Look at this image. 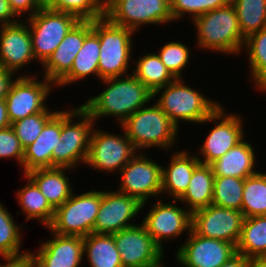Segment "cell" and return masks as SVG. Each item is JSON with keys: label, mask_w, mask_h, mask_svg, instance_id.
<instances>
[{"label": "cell", "mask_w": 266, "mask_h": 267, "mask_svg": "<svg viewBox=\"0 0 266 267\" xmlns=\"http://www.w3.org/2000/svg\"><path fill=\"white\" fill-rule=\"evenodd\" d=\"M108 87L90 97L82 106L94 121L104 117H116L119 125L138 109L149 105L153 93L131 72V75L101 80Z\"/></svg>", "instance_id": "cell-1"}, {"label": "cell", "mask_w": 266, "mask_h": 267, "mask_svg": "<svg viewBox=\"0 0 266 267\" xmlns=\"http://www.w3.org/2000/svg\"><path fill=\"white\" fill-rule=\"evenodd\" d=\"M197 30V47L227 55H238L244 46L245 38L239 28L234 5L217 8L193 20Z\"/></svg>", "instance_id": "cell-2"}, {"label": "cell", "mask_w": 266, "mask_h": 267, "mask_svg": "<svg viewBox=\"0 0 266 267\" xmlns=\"http://www.w3.org/2000/svg\"><path fill=\"white\" fill-rule=\"evenodd\" d=\"M120 125L138 152L153 147L169 151L175 147L179 128L156 103L138 109Z\"/></svg>", "instance_id": "cell-3"}, {"label": "cell", "mask_w": 266, "mask_h": 267, "mask_svg": "<svg viewBox=\"0 0 266 267\" xmlns=\"http://www.w3.org/2000/svg\"><path fill=\"white\" fill-rule=\"evenodd\" d=\"M182 78H176L170 84L157 89L153 99L161 96L156 104L163 110L169 119L179 128L180 121L201 123L207 119L220 105L210 100L202 92L185 85ZM156 96V97H155Z\"/></svg>", "instance_id": "cell-4"}, {"label": "cell", "mask_w": 266, "mask_h": 267, "mask_svg": "<svg viewBox=\"0 0 266 267\" xmlns=\"http://www.w3.org/2000/svg\"><path fill=\"white\" fill-rule=\"evenodd\" d=\"M92 31L99 37L100 56L99 79L125 76L132 57V37L135 32L129 28L111 23L105 16L92 20ZM127 73V74H126Z\"/></svg>", "instance_id": "cell-5"}, {"label": "cell", "mask_w": 266, "mask_h": 267, "mask_svg": "<svg viewBox=\"0 0 266 267\" xmlns=\"http://www.w3.org/2000/svg\"><path fill=\"white\" fill-rule=\"evenodd\" d=\"M94 122L82 105L71 110H61V140L57 146L58 168L73 169L80 163H86L91 133L96 125Z\"/></svg>", "instance_id": "cell-6"}, {"label": "cell", "mask_w": 266, "mask_h": 267, "mask_svg": "<svg viewBox=\"0 0 266 267\" xmlns=\"http://www.w3.org/2000/svg\"><path fill=\"white\" fill-rule=\"evenodd\" d=\"M100 204V190H89L80 195L72 193L54 210L53 220L47 228L58 235L88 236L93 233Z\"/></svg>", "instance_id": "cell-7"}, {"label": "cell", "mask_w": 266, "mask_h": 267, "mask_svg": "<svg viewBox=\"0 0 266 267\" xmlns=\"http://www.w3.org/2000/svg\"><path fill=\"white\" fill-rule=\"evenodd\" d=\"M25 21L30 28L35 61L43 65L80 19L73 14L42 6Z\"/></svg>", "instance_id": "cell-8"}, {"label": "cell", "mask_w": 266, "mask_h": 267, "mask_svg": "<svg viewBox=\"0 0 266 267\" xmlns=\"http://www.w3.org/2000/svg\"><path fill=\"white\" fill-rule=\"evenodd\" d=\"M105 17L134 32L144 24L166 25L173 21L170 0H105Z\"/></svg>", "instance_id": "cell-9"}, {"label": "cell", "mask_w": 266, "mask_h": 267, "mask_svg": "<svg viewBox=\"0 0 266 267\" xmlns=\"http://www.w3.org/2000/svg\"><path fill=\"white\" fill-rule=\"evenodd\" d=\"M20 75L15 77L5 97L9 121L13 122L40 112H58L50 110L45 102L55 84L45 77Z\"/></svg>", "instance_id": "cell-10"}, {"label": "cell", "mask_w": 266, "mask_h": 267, "mask_svg": "<svg viewBox=\"0 0 266 267\" xmlns=\"http://www.w3.org/2000/svg\"><path fill=\"white\" fill-rule=\"evenodd\" d=\"M117 191L137 198L142 209L148 199L162 194V164L138 152L119 172Z\"/></svg>", "instance_id": "cell-11"}, {"label": "cell", "mask_w": 266, "mask_h": 267, "mask_svg": "<svg viewBox=\"0 0 266 267\" xmlns=\"http://www.w3.org/2000/svg\"><path fill=\"white\" fill-rule=\"evenodd\" d=\"M137 152L125 132L120 136L94 127L85 165L96 171H105V174L120 172Z\"/></svg>", "instance_id": "cell-12"}, {"label": "cell", "mask_w": 266, "mask_h": 267, "mask_svg": "<svg viewBox=\"0 0 266 267\" xmlns=\"http://www.w3.org/2000/svg\"><path fill=\"white\" fill-rule=\"evenodd\" d=\"M225 108L219 106L202 123L212 122L215 127L209 131L204 143L199 147L196 157L201 164L210 165L228 150L244 139L243 120L237 114H226ZM203 158V159H202Z\"/></svg>", "instance_id": "cell-13"}, {"label": "cell", "mask_w": 266, "mask_h": 267, "mask_svg": "<svg viewBox=\"0 0 266 267\" xmlns=\"http://www.w3.org/2000/svg\"><path fill=\"white\" fill-rule=\"evenodd\" d=\"M123 267H165L162 250L144 225L127 227L113 234Z\"/></svg>", "instance_id": "cell-14"}, {"label": "cell", "mask_w": 266, "mask_h": 267, "mask_svg": "<svg viewBox=\"0 0 266 267\" xmlns=\"http://www.w3.org/2000/svg\"><path fill=\"white\" fill-rule=\"evenodd\" d=\"M244 218L242 211L209 205L192 213L191 230L202 237L223 240L236 246Z\"/></svg>", "instance_id": "cell-15"}, {"label": "cell", "mask_w": 266, "mask_h": 267, "mask_svg": "<svg viewBox=\"0 0 266 267\" xmlns=\"http://www.w3.org/2000/svg\"><path fill=\"white\" fill-rule=\"evenodd\" d=\"M178 200L165 203L161 199L151 206L142 224L151 235L154 242L163 250V242L181 237V234L191 231L192 213L186 208L175 205ZM163 241V242H162Z\"/></svg>", "instance_id": "cell-16"}, {"label": "cell", "mask_w": 266, "mask_h": 267, "mask_svg": "<svg viewBox=\"0 0 266 267\" xmlns=\"http://www.w3.org/2000/svg\"><path fill=\"white\" fill-rule=\"evenodd\" d=\"M186 233L188 237L175 255L181 267H219L237 253L232 243L202 237L192 230Z\"/></svg>", "instance_id": "cell-17"}, {"label": "cell", "mask_w": 266, "mask_h": 267, "mask_svg": "<svg viewBox=\"0 0 266 267\" xmlns=\"http://www.w3.org/2000/svg\"><path fill=\"white\" fill-rule=\"evenodd\" d=\"M142 210V203L135 197L119 191H101V204L96 216L93 233L114 234L135 224V216Z\"/></svg>", "instance_id": "cell-18"}, {"label": "cell", "mask_w": 266, "mask_h": 267, "mask_svg": "<svg viewBox=\"0 0 266 267\" xmlns=\"http://www.w3.org/2000/svg\"><path fill=\"white\" fill-rule=\"evenodd\" d=\"M0 27V66L17 73L31 61L35 62L30 28L25 19Z\"/></svg>", "instance_id": "cell-19"}, {"label": "cell", "mask_w": 266, "mask_h": 267, "mask_svg": "<svg viewBox=\"0 0 266 267\" xmlns=\"http://www.w3.org/2000/svg\"><path fill=\"white\" fill-rule=\"evenodd\" d=\"M41 242L38 252H30L34 267H79L83 261L84 237L58 235ZM36 253V254H35Z\"/></svg>", "instance_id": "cell-20"}, {"label": "cell", "mask_w": 266, "mask_h": 267, "mask_svg": "<svg viewBox=\"0 0 266 267\" xmlns=\"http://www.w3.org/2000/svg\"><path fill=\"white\" fill-rule=\"evenodd\" d=\"M92 31V20H80L65 36L57 49L42 65L44 76L55 85L71 70L74 58Z\"/></svg>", "instance_id": "cell-21"}, {"label": "cell", "mask_w": 266, "mask_h": 267, "mask_svg": "<svg viewBox=\"0 0 266 267\" xmlns=\"http://www.w3.org/2000/svg\"><path fill=\"white\" fill-rule=\"evenodd\" d=\"M61 134V111L59 110L43 127L34 143L24 149L23 174L35 170L57 167V146Z\"/></svg>", "instance_id": "cell-22"}, {"label": "cell", "mask_w": 266, "mask_h": 267, "mask_svg": "<svg viewBox=\"0 0 266 267\" xmlns=\"http://www.w3.org/2000/svg\"><path fill=\"white\" fill-rule=\"evenodd\" d=\"M168 167H162V194L178 200L187 190L194 169L200 164L195 153L177 151L170 157Z\"/></svg>", "instance_id": "cell-23"}, {"label": "cell", "mask_w": 266, "mask_h": 267, "mask_svg": "<svg viewBox=\"0 0 266 267\" xmlns=\"http://www.w3.org/2000/svg\"><path fill=\"white\" fill-rule=\"evenodd\" d=\"M244 140L245 138L210 164L214 176L245 179L259 172L254 167L257 159L255 149L252 144Z\"/></svg>", "instance_id": "cell-24"}, {"label": "cell", "mask_w": 266, "mask_h": 267, "mask_svg": "<svg viewBox=\"0 0 266 267\" xmlns=\"http://www.w3.org/2000/svg\"><path fill=\"white\" fill-rule=\"evenodd\" d=\"M70 168H45L35 169L25 175L29 177L46 197L51 207L55 210L61 206L74 192L70 178L66 175Z\"/></svg>", "instance_id": "cell-25"}, {"label": "cell", "mask_w": 266, "mask_h": 267, "mask_svg": "<svg viewBox=\"0 0 266 267\" xmlns=\"http://www.w3.org/2000/svg\"><path fill=\"white\" fill-rule=\"evenodd\" d=\"M100 56L99 37L91 31L84 40L83 46L74 58L71 70L55 85L66 86L84 78L95 76L99 78L98 62Z\"/></svg>", "instance_id": "cell-26"}, {"label": "cell", "mask_w": 266, "mask_h": 267, "mask_svg": "<svg viewBox=\"0 0 266 267\" xmlns=\"http://www.w3.org/2000/svg\"><path fill=\"white\" fill-rule=\"evenodd\" d=\"M236 252L253 262L266 261V216L244 218Z\"/></svg>", "instance_id": "cell-27"}, {"label": "cell", "mask_w": 266, "mask_h": 267, "mask_svg": "<svg viewBox=\"0 0 266 267\" xmlns=\"http://www.w3.org/2000/svg\"><path fill=\"white\" fill-rule=\"evenodd\" d=\"M214 178L211 166L200 163L192 173L187 190L178 201L183 202L191 213L212 205Z\"/></svg>", "instance_id": "cell-28"}, {"label": "cell", "mask_w": 266, "mask_h": 267, "mask_svg": "<svg viewBox=\"0 0 266 267\" xmlns=\"http://www.w3.org/2000/svg\"><path fill=\"white\" fill-rule=\"evenodd\" d=\"M83 254H86L90 267H123L113 234L85 236Z\"/></svg>", "instance_id": "cell-29"}, {"label": "cell", "mask_w": 266, "mask_h": 267, "mask_svg": "<svg viewBox=\"0 0 266 267\" xmlns=\"http://www.w3.org/2000/svg\"><path fill=\"white\" fill-rule=\"evenodd\" d=\"M23 177L28 183L19 191L17 190L16 197L21 211L27 216L25 220L36 219L46 228L53 220L54 209L36 184L26 175H23Z\"/></svg>", "instance_id": "cell-30"}, {"label": "cell", "mask_w": 266, "mask_h": 267, "mask_svg": "<svg viewBox=\"0 0 266 267\" xmlns=\"http://www.w3.org/2000/svg\"><path fill=\"white\" fill-rule=\"evenodd\" d=\"M135 62L136 66L132 74L152 93L176 79L161 62L157 53L143 54Z\"/></svg>", "instance_id": "cell-31"}, {"label": "cell", "mask_w": 266, "mask_h": 267, "mask_svg": "<svg viewBox=\"0 0 266 267\" xmlns=\"http://www.w3.org/2000/svg\"><path fill=\"white\" fill-rule=\"evenodd\" d=\"M251 78L258 90L266 91V28L248 36L244 41Z\"/></svg>", "instance_id": "cell-32"}, {"label": "cell", "mask_w": 266, "mask_h": 267, "mask_svg": "<svg viewBox=\"0 0 266 267\" xmlns=\"http://www.w3.org/2000/svg\"><path fill=\"white\" fill-rule=\"evenodd\" d=\"M237 13L239 28L246 39L266 28V0H231Z\"/></svg>", "instance_id": "cell-33"}, {"label": "cell", "mask_w": 266, "mask_h": 267, "mask_svg": "<svg viewBox=\"0 0 266 267\" xmlns=\"http://www.w3.org/2000/svg\"><path fill=\"white\" fill-rule=\"evenodd\" d=\"M241 211L245 218L266 216V173L257 172L244 179Z\"/></svg>", "instance_id": "cell-34"}, {"label": "cell", "mask_w": 266, "mask_h": 267, "mask_svg": "<svg viewBox=\"0 0 266 267\" xmlns=\"http://www.w3.org/2000/svg\"><path fill=\"white\" fill-rule=\"evenodd\" d=\"M21 225H17L11 213L0 202V257L17 258L29 254L20 250L23 242L20 234ZM21 251V252H20Z\"/></svg>", "instance_id": "cell-35"}, {"label": "cell", "mask_w": 266, "mask_h": 267, "mask_svg": "<svg viewBox=\"0 0 266 267\" xmlns=\"http://www.w3.org/2000/svg\"><path fill=\"white\" fill-rule=\"evenodd\" d=\"M244 179L215 176L212 205L241 211Z\"/></svg>", "instance_id": "cell-36"}, {"label": "cell", "mask_w": 266, "mask_h": 267, "mask_svg": "<svg viewBox=\"0 0 266 267\" xmlns=\"http://www.w3.org/2000/svg\"><path fill=\"white\" fill-rule=\"evenodd\" d=\"M43 6L73 14L80 20H97L105 16V0H45Z\"/></svg>", "instance_id": "cell-37"}, {"label": "cell", "mask_w": 266, "mask_h": 267, "mask_svg": "<svg viewBox=\"0 0 266 267\" xmlns=\"http://www.w3.org/2000/svg\"><path fill=\"white\" fill-rule=\"evenodd\" d=\"M56 113L57 112H40L17 120L11 124V127L14 130L15 135L19 139V142L23 149L35 142V140L42 132L45 124Z\"/></svg>", "instance_id": "cell-38"}, {"label": "cell", "mask_w": 266, "mask_h": 267, "mask_svg": "<svg viewBox=\"0 0 266 267\" xmlns=\"http://www.w3.org/2000/svg\"><path fill=\"white\" fill-rule=\"evenodd\" d=\"M190 48L186 44L171 41L163 45L157 55L175 78H182L183 70L190 59Z\"/></svg>", "instance_id": "cell-39"}, {"label": "cell", "mask_w": 266, "mask_h": 267, "mask_svg": "<svg viewBox=\"0 0 266 267\" xmlns=\"http://www.w3.org/2000/svg\"><path fill=\"white\" fill-rule=\"evenodd\" d=\"M231 0H170V12L174 21L189 14L192 21L204 13L226 6Z\"/></svg>", "instance_id": "cell-40"}, {"label": "cell", "mask_w": 266, "mask_h": 267, "mask_svg": "<svg viewBox=\"0 0 266 267\" xmlns=\"http://www.w3.org/2000/svg\"><path fill=\"white\" fill-rule=\"evenodd\" d=\"M24 149L11 126L0 130V159L14 158L22 167Z\"/></svg>", "instance_id": "cell-41"}, {"label": "cell", "mask_w": 266, "mask_h": 267, "mask_svg": "<svg viewBox=\"0 0 266 267\" xmlns=\"http://www.w3.org/2000/svg\"><path fill=\"white\" fill-rule=\"evenodd\" d=\"M11 10L17 17H23L26 13L28 17L33 16L42 6L41 0H8ZM28 12V13H27Z\"/></svg>", "instance_id": "cell-42"}, {"label": "cell", "mask_w": 266, "mask_h": 267, "mask_svg": "<svg viewBox=\"0 0 266 267\" xmlns=\"http://www.w3.org/2000/svg\"><path fill=\"white\" fill-rule=\"evenodd\" d=\"M19 20L20 19L11 10L9 1L0 0V26L13 24L18 22Z\"/></svg>", "instance_id": "cell-43"}, {"label": "cell", "mask_w": 266, "mask_h": 267, "mask_svg": "<svg viewBox=\"0 0 266 267\" xmlns=\"http://www.w3.org/2000/svg\"><path fill=\"white\" fill-rule=\"evenodd\" d=\"M16 73L0 66V99H5ZM14 78V79H13Z\"/></svg>", "instance_id": "cell-44"}, {"label": "cell", "mask_w": 266, "mask_h": 267, "mask_svg": "<svg viewBox=\"0 0 266 267\" xmlns=\"http://www.w3.org/2000/svg\"><path fill=\"white\" fill-rule=\"evenodd\" d=\"M5 264H0V267H32L33 262L30 254L17 257L3 259Z\"/></svg>", "instance_id": "cell-45"}, {"label": "cell", "mask_w": 266, "mask_h": 267, "mask_svg": "<svg viewBox=\"0 0 266 267\" xmlns=\"http://www.w3.org/2000/svg\"><path fill=\"white\" fill-rule=\"evenodd\" d=\"M253 263L252 260L243 256L242 254L236 253L227 262L223 263L219 267H250Z\"/></svg>", "instance_id": "cell-46"}, {"label": "cell", "mask_w": 266, "mask_h": 267, "mask_svg": "<svg viewBox=\"0 0 266 267\" xmlns=\"http://www.w3.org/2000/svg\"><path fill=\"white\" fill-rule=\"evenodd\" d=\"M11 126L5 99H0V130Z\"/></svg>", "instance_id": "cell-47"}, {"label": "cell", "mask_w": 266, "mask_h": 267, "mask_svg": "<svg viewBox=\"0 0 266 267\" xmlns=\"http://www.w3.org/2000/svg\"><path fill=\"white\" fill-rule=\"evenodd\" d=\"M250 267H266V261L253 262Z\"/></svg>", "instance_id": "cell-48"}]
</instances>
